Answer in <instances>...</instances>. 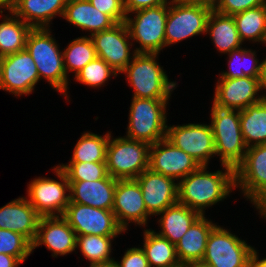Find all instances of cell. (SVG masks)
<instances>
[{"label":"cell","instance_id":"6da1fadb","mask_svg":"<svg viewBox=\"0 0 266 267\" xmlns=\"http://www.w3.org/2000/svg\"><path fill=\"white\" fill-rule=\"evenodd\" d=\"M223 168L209 171V166H200L178 182V202L206 215L205 210L230 197L235 188V169Z\"/></svg>","mask_w":266,"mask_h":267},{"label":"cell","instance_id":"7a4b0ae2","mask_svg":"<svg viewBox=\"0 0 266 267\" xmlns=\"http://www.w3.org/2000/svg\"><path fill=\"white\" fill-rule=\"evenodd\" d=\"M53 36L51 28H32L25 49L36 64L40 80H46L66 102H70L68 85L71 80L64 69L63 51Z\"/></svg>","mask_w":266,"mask_h":267},{"label":"cell","instance_id":"3957f363","mask_svg":"<svg viewBox=\"0 0 266 267\" xmlns=\"http://www.w3.org/2000/svg\"><path fill=\"white\" fill-rule=\"evenodd\" d=\"M159 53H137L120 73L124 74L132 97L146 99H171L178 82L171 81L167 71L157 60Z\"/></svg>","mask_w":266,"mask_h":267},{"label":"cell","instance_id":"277c9868","mask_svg":"<svg viewBox=\"0 0 266 267\" xmlns=\"http://www.w3.org/2000/svg\"><path fill=\"white\" fill-rule=\"evenodd\" d=\"M169 101L132 97L125 137L149 145L166 138Z\"/></svg>","mask_w":266,"mask_h":267},{"label":"cell","instance_id":"5b68a950","mask_svg":"<svg viewBox=\"0 0 266 267\" xmlns=\"http://www.w3.org/2000/svg\"><path fill=\"white\" fill-rule=\"evenodd\" d=\"M210 107V125L215 141L216 158L235 169L245 157L247 146L240 127V111Z\"/></svg>","mask_w":266,"mask_h":267},{"label":"cell","instance_id":"8992f818","mask_svg":"<svg viewBox=\"0 0 266 267\" xmlns=\"http://www.w3.org/2000/svg\"><path fill=\"white\" fill-rule=\"evenodd\" d=\"M169 3L128 13L125 23L136 53H159L165 48Z\"/></svg>","mask_w":266,"mask_h":267},{"label":"cell","instance_id":"52a82bcc","mask_svg":"<svg viewBox=\"0 0 266 267\" xmlns=\"http://www.w3.org/2000/svg\"><path fill=\"white\" fill-rule=\"evenodd\" d=\"M150 145L125 136L109 138L106 155L108 174L116 179H136L149 168Z\"/></svg>","mask_w":266,"mask_h":267},{"label":"cell","instance_id":"ba28073f","mask_svg":"<svg viewBox=\"0 0 266 267\" xmlns=\"http://www.w3.org/2000/svg\"><path fill=\"white\" fill-rule=\"evenodd\" d=\"M52 170L57 180L36 176L27 185L25 198L40 216H62L70 202L66 173L58 165Z\"/></svg>","mask_w":266,"mask_h":267},{"label":"cell","instance_id":"9c48e42d","mask_svg":"<svg viewBox=\"0 0 266 267\" xmlns=\"http://www.w3.org/2000/svg\"><path fill=\"white\" fill-rule=\"evenodd\" d=\"M254 248L218 224L209 234L201 263L209 267H248Z\"/></svg>","mask_w":266,"mask_h":267},{"label":"cell","instance_id":"30bf717a","mask_svg":"<svg viewBox=\"0 0 266 267\" xmlns=\"http://www.w3.org/2000/svg\"><path fill=\"white\" fill-rule=\"evenodd\" d=\"M212 10L202 5L172 0L165 28V48L194 36L206 34L207 19Z\"/></svg>","mask_w":266,"mask_h":267},{"label":"cell","instance_id":"8fae6325","mask_svg":"<svg viewBox=\"0 0 266 267\" xmlns=\"http://www.w3.org/2000/svg\"><path fill=\"white\" fill-rule=\"evenodd\" d=\"M39 81L36 64L26 49L0 58V90L16 98L27 96Z\"/></svg>","mask_w":266,"mask_h":267},{"label":"cell","instance_id":"7c38bea8","mask_svg":"<svg viewBox=\"0 0 266 267\" xmlns=\"http://www.w3.org/2000/svg\"><path fill=\"white\" fill-rule=\"evenodd\" d=\"M166 139L194 158L200 166H208L210 159L216 156L210 123L167 125Z\"/></svg>","mask_w":266,"mask_h":267},{"label":"cell","instance_id":"4fadbf2b","mask_svg":"<svg viewBox=\"0 0 266 267\" xmlns=\"http://www.w3.org/2000/svg\"><path fill=\"white\" fill-rule=\"evenodd\" d=\"M62 217L76 235L118 236L125 232L112 210L100 209L79 203H69Z\"/></svg>","mask_w":266,"mask_h":267},{"label":"cell","instance_id":"5bb4252c","mask_svg":"<svg viewBox=\"0 0 266 267\" xmlns=\"http://www.w3.org/2000/svg\"><path fill=\"white\" fill-rule=\"evenodd\" d=\"M91 38L97 57L103 59L119 75L137 54L125 22L97 32Z\"/></svg>","mask_w":266,"mask_h":267},{"label":"cell","instance_id":"9a60e30c","mask_svg":"<svg viewBox=\"0 0 266 267\" xmlns=\"http://www.w3.org/2000/svg\"><path fill=\"white\" fill-rule=\"evenodd\" d=\"M112 211L125 232L131 223L142 228L148 226L151 216L147 212L142 191L136 179H117Z\"/></svg>","mask_w":266,"mask_h":267},{"label":"cell","instance_id":"2e32d148","mask_svg":"<svg viewBox=\"0 0 266 267\" xmlns=\"http://www.w3.org/2000/svg\"><path fill=\"white\" fill-rule=\"evenodd\" d=\"M262 78H218L213 105L222 109L243 110L262 101ZM260 93V94H259Z\"/></svg>","mask_w":266,"mask_h":267},{"label":"cell","instance_id":"e0dca14e","mask_svg":"<svg viewBox=\"0 0 266 267\" xmlns=\"http://www.w3.org/2000/svg\"><path fill=\"white\" fill-rule=\"evenodd\" d=\"M198 162L166 138L150 145L149 169L179 182L196 171Z\"/></svg>","mask_w":266,"mask_h":267},{"label":"cell","instance_id":"ac0fdd59","mask_svg":"<svg viewBox=\"0 0 266 267\" xmlns=\"http://www.w3.org/2000/svg\"><path fill=\"white\" fill-rule=\"evenodd\" d=\"M76 242L75 231L62 216H41L32 252L44 245L53 258L66 256L77 251Z\"/></svg>","mask_w":266,"mask_h":267},{"label":"cell","instance_id":"d6986e66","mask_svg":"<svg viewBox=\"0 0 266 267\" xmlns=\"http://www.w3.org/2000/svg\"><path fill=\"white\" fill-rule=\"evenodd\" d=\"M266 187V144L247 148L244 160L235 168V188L252 201Z\"/></svg>","mask_w":266,"mask_h":267},{"label":"cell","instance_id":"ffe728a7","mask_svg":"<svg viewBox=\"0 0 266 267\" xmlns=\"http://www.w3.org/2000/svg\"><path fill=\"white\" fill-rule=\"evenodd\" d=\"M138 181L147 212L154 217L178 202V182L147 168Z\"/></svg>","mask_w":266,"mask_h":267},{"label":"cell","instance_id":"44dd1931","mask_svg":"<svg viewBox=\"0 0 266 267\" xmlns=\"http://www.w3.org/2000/svg\"><path fill=\"white\" fill-rule=\"evenodd\" d=\"M40 218L25 196H19L0 207V229L19 233L31 243L35 240Z\"/></svg>","mask_w":266,"mask_h":267},{"label":"cell","instance_id":"7402d4cb","mask_svg":"<svg viewBox=\"0 0 266 267\" xmlns=\"http://www.w3.org/2000/svg\"><path fill=\"white\" fill-rule=\"evenodd\" d=\"M69 203L112 210L117 179L109 174L97 181H68Z\"/></svg>","mask_w":266,"mask_h":267},{"label":"cell","instance_id":"603a6c76","mask_svg":"<svg viewBox=\"0 0 266 267\" xmlns=\"http://www.w3.org/2000/svg\"><path fill=\"white\" fill-rule=\"evenodd\" d=\"M212 221L205 215H200L175 244L177 256L182 266L202 261L209 234L218 224Z\"/></svg>","mask_w":266,"mask_h":267},{"label":"cell","instance_id":"cb8c5ba5","mask_svg":"<svg viewBox=\"0 0 266 267\" xmlns=\"http://www.w3.org/2000/svg\"><path fill=\"white\" fill-rule=\"evenodd\" d=\"M62 18L80 30L88 32L83 36L89 37L111 29L116 24L107 14L99 12L89 0H68Z\"/></svg>","mask_w":266,"mask_h":267},{"label":"cell","instance_id":"d4e9b609","mask_svg":"<svg viewBox=\"0 0 266 267\" xmlns=\"http://www.w3.org/2000/svg\"><path fill=\"white\" fill-rule=\"evenodd\" d=\"M68 0H20L12 12L32 28H50L52 20L62 18Z\"/></svg>","mask_w":266,"mask_h":267},{"label":"cell","instance_id":"484cf974","mask_svg":"<svg viewBox=\"0 0 266 267\" xmlns=\"http://www.w3.org/2000/svg\"><path fill=\"white\" fill-rule=\"evenodd\" d=\"M206 35L220 54H227L242 47L243 42L233 16L224 15L212 10L206 24Z\"/></svg>","mask_w":266,"mask_h":267},{"label":"cell","instance_id":"4316f807","mask_svg":"<svg viewBox=\"0 0 266 267\" xmlns=\"http://www.w3.org/2000/svg\"><path fill=\"white\" fill-rule=\"evenodd\" d=\"M157 216H160L157 219L160 230L156 233L167 238L171 243L176 244L200 214L184 204L177 202Z\"/></svg>","mask_w":266,"mask_h":267},{"label":"cell","instance_id":"83f0119b","mask_svg":"<svg viewBox=\"0 0 266 267\" xmlns=\"http://www.w3.org/2000/svg\"><path fill=\"white\" fill-rule=\"evenodd\" d=\"M143 245L149 267H182L175 244L151 228L143 229Z\"/></svg>","mask_w":266,"mask_h":267},{"label":"cell","instance_id":"f1b7e54d","mask_svg":"<svg viewBox=\"0 0 266 267\" xmlns=\"http://www.w3.org/2000/svg\"><path fill=\"white\" fill-rule=\"evenodd\" d=\"M258 51L253 50L252 47H241L239 49L233 50L227 53V69L223 70L218 74V78H241L244 76L252 78H262L265 66H266V56L263 61H259L257 58Z\"/></svg>","mask_w":266,"mask_h":267},{"label":"cell","instance_id":"f546056e","mask_svg":"<svg viewBox=\"0 0 266 267\" xmlns=\"http://www.w3.org/2000/svg\"><path fill=\"white\" fill-rule=\"evenodd\" d=\"M0 58L22 51L32 27L18 18L13 12L0 13Z\"/></svg>","mask_w":266,"mask_h":267},{"label":"cell","instance_id":"4dcf8cb0","mask_svg":"<svg viewBox=\"0 0 266 267\" xmlns=\"http://www.w3.org/2000/svg\"><path fill=\"white\" fill-rule=\"evenodd\" d=\"M241 41L266 47V4L232 15Z\"/></svg>","mask_w":266,"mask_h":267},{"label":"cell","instance_id":"1f68e13d","mask_svg":"<svg viewBox=\"0 0 266 267\" xmlns=\"http://www.w3.org/2000/svg\"><path fill=\"white\" fill-rule=\"evenodd\" d=\"M240 127L247 148L266 144V102L240 110Z\"/></svg>","mask_w":266,"mask_h":267},{"label":"cell","instance_id":"d6a6232c","mask_svg":"<svg viewBox=\"0 0 266 267\" xmlns=\"http://www.w3.org/2000/svg\"><path fill=\"white\" fill-rule=\"evenodd\" d=\"M111 131L103 135L85 131L77 140L69 162H106Z\"/></svg>","mask_w":266,"mask_h":267},{"label":"cell","instance_id":"836d02e7","mask_svg":"<svg viewBox=\"0 0 266 267\" xmlns=\"http://www.w3.org/2000/svg\"><path fill=\"white\" fill-rule=\"evenodd\" d=\"M118 236L79 235L77 236L76 249H79L90 264L113 263L112 256L114 239Z\"/></svg>","mask_w":266,"mask_h":267},{"label":"cell","instance_id":"e575fe53","mask_svg":"<svg viewBox=\"0 0 266 267\" xmlns=\"http://www.w3.org/2000/svg\"><path fill=\"white\" fill-rule=\"evenodd\" d=\"M65 48L62 51L67 76H70L69 73H74L75 77L86 64L97 57L93 40L89 36L75 38Z\"/></svg>","mask_w":266,"mask_h":267},{"label":"cell","instance_id":"d590c367","mask_svg":"<svg viewBox=\"0 0 266 267\" xmlns=\"http://www.w3.org/2000/svg\"><path fill=\"white\" fill-rule=\"evenodd\" d=\"M119 76L103 59L96 57L93 61L86 64L73 78L75 82L99 89L105 86L112 77Z\"/></svg>","mask_w":266,"mask_h":267},{"label":"cell","instance_id":"8d00e7d4","mask_svg":"<svg viewBox=\"0 0 266 267\" xmlns=\"http://www.w3.org/2000/svg\"><path fill=\"white\" fill-rule=\"evenodd\" d=\"M58 166L66 173L68 181H97L108 175L106 162H68Z\"/></svg>","mask_w":266,"mask_h":267},{"label":"cell","instance_id":"74e56055","mask_svg":"<svg viewBox=\"0 0 266 267\" xmlns=\"http://www.w3.org/2000/svg\"><path fill=\"white\" fill-rule=\"evenodd\" d=\"M0 253L12 255L24 263L33 253L32 243L19 233L0 229Z\"/></svg>","mask_w":266,"mask_h":267},{"label":"cell","instance_id":"f35d334b","mask_svg":"<svg viewBox=\"0 0 266 267\" xmlns=\"http://www.w3.org/2000/svg\"><path fill=\"white\" fill-rule=\"evenodd\" d=\"M96 9L107 14L116 24L125 22L124 0H89Z\"/></svg>","mask_w":266,"mask_h":267},{"label":"cell","instance_id":"ab89813d","mask_svg":"<svg viewBox=\"0 0 266 267\" xmlns=\"http://www.w3.org/2000/svg\"><path fill=\"white\" fill-rule=\"evenodd\" d=\"M264 4H266V0H222L215 11L220 14L232 16Z\"/></svg>","mask_w":266,"mask_h":267},{"label":"cell","instance_id":"60d3db41","mask_svg":"<svg viewBox=\"0 0 266 267\" xmlns=\"http://www.w3.org/2000/svg\"><path fill=\"white\" fill-rule=\"evenodd\" d=\"M121 257V261H114L116 267H149L145 252L139 246L127 248Z\"/></svg>","mask_w":266,"mask_h":267},{"label":"cell","instance_id":"b9f144b4","mask_svg":"<svg viewBox=\"0 0 266 267\" xmlns=\"http://www.w3.org/2000/svg\"><path fill=\"white\" fill-rule=\"evenodd\" d=\"M172 0H124L126 14L137 10L154 7L160 4L170 3Z\"/></svg>","mask_w":266,"mask_h":267},{"label":"cell","instance_id":"7bdbcfd3","mask_svg":"<svg viewBox=\"0 0 266 267\" xmlns=\"http://www.w3.org/2000/svg\"><path fill=\"white\" fill-rule=\"evenodd\" d=\"M250 203L258 211V215L266 220V187Z\"/></svg>","mask_w":266,"mask_h":267},{"label":"cell","instance_id":"ee69618b","mask_svg":"<svg viewBox=\"0 0 266 267\" xmlns=\"http://www.w3.org/2000/svg\"><path fill=\"white\" fill-rule=\"evenodd\" d=\"M20 264L22 262L18 258L0 253V267H19Z\"/></svg>","mask_w":266,"mask_h":267},{"label":"cell","instance_id":"f6af8a7d","mask_svg":"<svg viewBox=\"0 0 266 267\" xmlns=\"http://www.w3.org/2000/svg\"><path fill=\"white\" fill-rule=\"evenodd\" d=\"M259 250L253 249L250 259H249V266L248 267H266V257L260 258L259 257Z\"/></svg>","mask_w":266,"mask_h":267},{"label":"cell","instance_id":"bcb514c9","mask_svg":"<svg viewBox=\"0 0 266 267\" xmlns=\"http://www.w3.org/2000/svg\"><path fill=\"white\" fill-rule=\"evenodd\" d=\"M187 3L202 5L210 8L211 10H215L222 0H183Z\"/></svg>","mask_w":266,"mask_h":267},{"label":"cell","instance_id":"7dc6e473","mask_svg":"<svg viewBox=\"0 0 266 267\" xmlns=\"http://www.w3.org/2000/svg\"><path fill=\"white\" fill-rule=\"evenodd\" d=\"M13 6L7 0H0V13L12 12Z\"/></svg>","mask_w":266,"mask_h":267},{"label":"cell","instance_id":"c3c4849f","mask_svg":"<svg viewBox=\"0 0 266 267\" xmlns=\"http://www.w3.org/2000/svg\"><path fill=\"white\" fill-rule=\"evenodd\" d=\"M261 86H262V101L266 102V66L262 75Z\"/></svg>","mask_w":266,"mask_h":267},{"label":"cell","instance_id":"681fc988","mask_svg":"<svg viewBox=\"0 0 266 267\" xmlns=\"http://www.w3.org/2000/svg\"><path fill=\"white\" fill-rule=\"evenodd\" d=\"M182 267H209V266L204 265L201 262H197V263H188V264L183 265Z\"/></svg>","mask_w":266,"mask_h":267},{"label":"cell","instance_id":"f907efd6","mask_svg":"<svg viewBox=\"0 0 266 267\" xmlns=\"http://www.w3.org/2000/svg\"><path fill=\"white\" fill-rule=\"evenodd\" d=\"M88 267H116L115 263H107V264H90Z\"/></svg>","mask_w":266,"mask_h":267},{"label":"cell","instance_id":"816d5d0a","mask_svg":"<svg viewBox=\"0 0 266 267\" xmlns=\"http://www.w3.org/2000/svg\"><path fill=\"white\" fill-rule=\"evenodd\" d=\"M13 7L14 5L19 2L20 0H7Z\"/></svg>","mask_w":266,"mask_h":267}]
</instances>
